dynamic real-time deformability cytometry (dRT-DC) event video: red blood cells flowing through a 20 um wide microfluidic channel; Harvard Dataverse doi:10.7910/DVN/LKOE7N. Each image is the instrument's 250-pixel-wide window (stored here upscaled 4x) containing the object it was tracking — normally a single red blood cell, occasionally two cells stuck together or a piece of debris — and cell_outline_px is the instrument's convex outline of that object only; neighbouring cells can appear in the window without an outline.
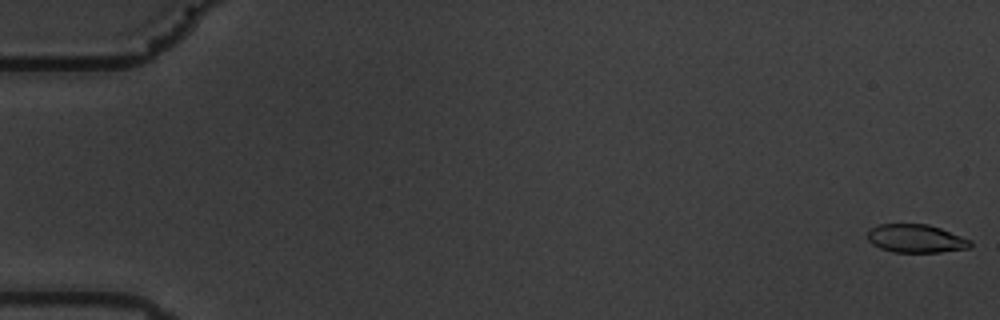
{"species": "common noctule bat (a hibernating species)", "species_latin": "Nyctalus noctula", "temperature_condition": "warm", "stored_images_in_passage": 59, "camera_frame_rate_fps": 3000, "um_per_image_px": 0.085, "animal": {"sex": "male", "body_mass_g": 19.5, "forearm_length_mm": 54.6}, "frame": {"image": 1, "passage_image": 1, "time_ms": 0.0, "image_size_px": [1000, 320], "cell_outline_px": [[972, 244], [968, 248], [940, 252], [892, 252], [880, 248], [872, 244], [868, 240], [868, 228], [880, 224], [928, 224], [940, 228], [972, 240]], "centroid_in_image_um": [77.83, 20.27], "position_along_channel_um": 7.2, "area_um2": 16.99}}
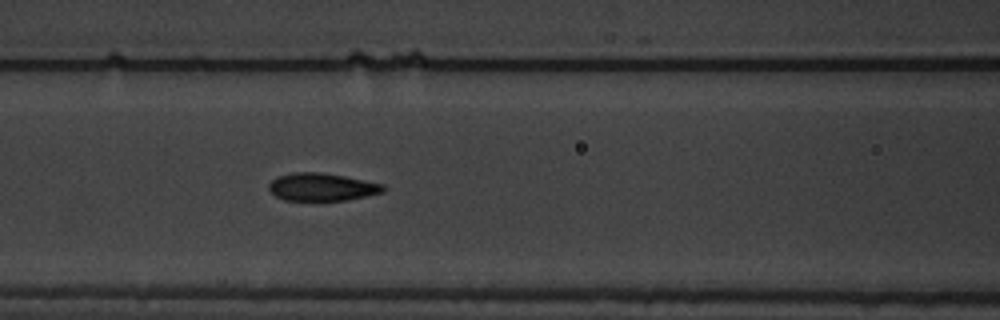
{"frame": {"image": 2, "passage_image": 26, "time_ms": 8.333, "image_size_px": [1000, 320], "cell_outline_px": [[388, 188], [384, 192], [348, 200], [284, 200], [276, 196], [268, 188], [268, 184], [276, 176], [292, 172], [320, 172], [344, 176], [384, 184]], "centroid_in_image_um": [27.37, 15.89], "position_along_channel_um": 139.2, "area_um2": 18.61}}
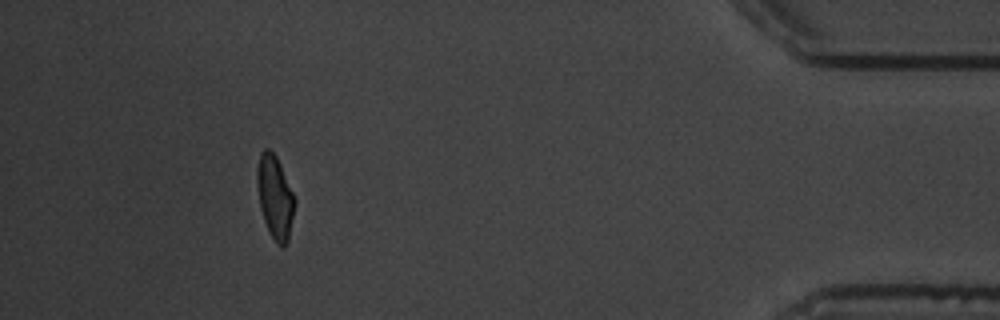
{"frame": {"image": 3, "passage_image": 54, "time_ms": 17.667, "image_size_px": [1000, 320], "cell_outline_px": [[296, 204], [288, 240], [284, 248], [276, 244], [264, 220], [260, 208], [256, 184], [256, 172], [260, 152], [264, 148], [268, 148], [276, 156], [280, 164], [296, 200]], "centroid_in_image_um": [23.37, 16.75], "position_along_channel_um": 411.8, "area_um2": 18.32}, "authors_computed_cell_mechanics": {"area_um2": 18.4382, "velocity_mm_per_s": 3.5099, "shape_relaxation_time_tau1_ms": 4.6778, "shape_relaxation_time_tau2_ms": 1.0432, "deformation_change_tau1": 0.1746, "deformation_change_tau2": 0.067}}